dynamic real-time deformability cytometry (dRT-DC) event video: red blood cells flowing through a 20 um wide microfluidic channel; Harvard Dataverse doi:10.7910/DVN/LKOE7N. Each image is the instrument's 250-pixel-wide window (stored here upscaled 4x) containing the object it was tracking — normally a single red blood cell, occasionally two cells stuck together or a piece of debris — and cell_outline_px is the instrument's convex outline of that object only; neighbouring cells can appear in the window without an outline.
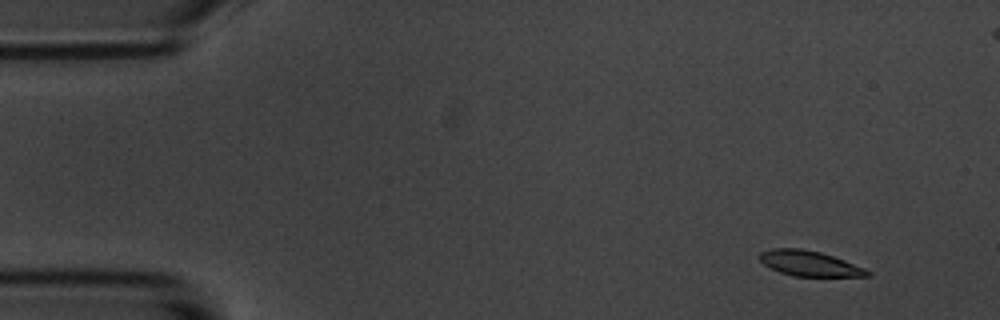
{"species": "common noctule bat (a hibernating species)", "species_latin": "Nyctalus noctula", "temperature_condition": "room temperature", "stored_images_in_passage": 5, "camera_frame_rate_fps": 3000, "um_per_image_px": 0.085, "animal": {"sex": "male", "body_mass_g": 20.1, "forearm_length_mm": 53.5}, "frame": {"image": 1, "passage_image": 1, "time_ms": 0.0, "image_size_px": [1000, 320], "cell_outline_px": [[872, 276], [792, 276], [780, 272], [764, 264], [760, 260], [760, 252], [772, 248], [800, 248], [820, 252], [844, 260], [864, 268], [872, 272]], "centroid_in_image_um": [68.81, 22.39], "position_along_channel_um": 16.2, "area_um2": 15.72}}